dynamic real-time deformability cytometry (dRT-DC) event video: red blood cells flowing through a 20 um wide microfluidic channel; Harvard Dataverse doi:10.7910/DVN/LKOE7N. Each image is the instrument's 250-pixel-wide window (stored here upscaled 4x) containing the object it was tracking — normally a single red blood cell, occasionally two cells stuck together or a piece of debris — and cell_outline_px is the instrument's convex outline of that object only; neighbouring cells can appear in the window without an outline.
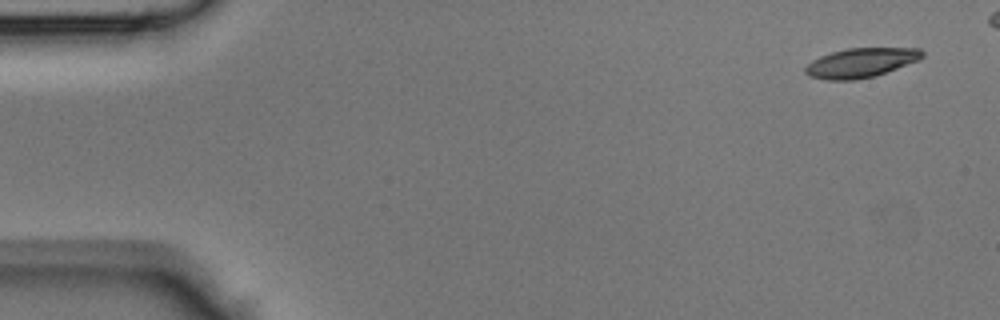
{"species": "Egyptian fruit bat (a non-hibernating species)", "species_latin": "Rousettus aegyptiacus", "temperature_condition": "room temperature", "stored_images_in_passage": 39, "camera_frame_rate_fps": 3000, "um_per_image_px": 0.085, "animal": {"sex": "male"}, "frame": {"image": 1, "passage_image": 1, "time_ms": 0.0, "image_size_px": [1000, 320], "cell_outline_px": [[924, 56], [920, 60], [876, 76], [856, 80], [828, 80], [808, 76], [804, 72], [804, 68], [812, 60], [820, 56], [832, 52], [848, 48], [920, 48], [924, 52]], "centroid_in_image_um": [73.19, 5.34], "position_along_channel_um": 11.8, "area_um2": 20.23}}
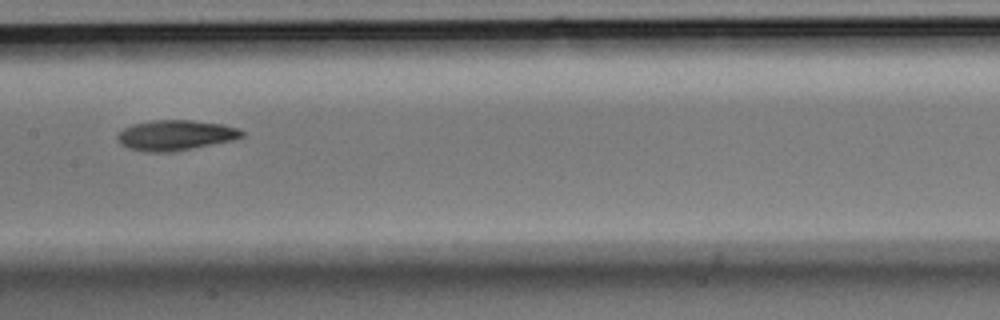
{"frame": {"image": 2, "passage_image": 21, "time_ms": 6.667, "image_size_px": [1000, 320], "cell_outline_px": [[244, 136], [236, 140], [168, 152], [148, 152], [128, 148], [120, 144], [116, 136], [124, 128], [132, 124], [152, 120], [192, 120], [224, 124], [236, 128], [244, 132]], "centroid_in_image_um": [14.92, 11.48], "position_along_channel_um": 192.5, "area_um2": 21.96}}
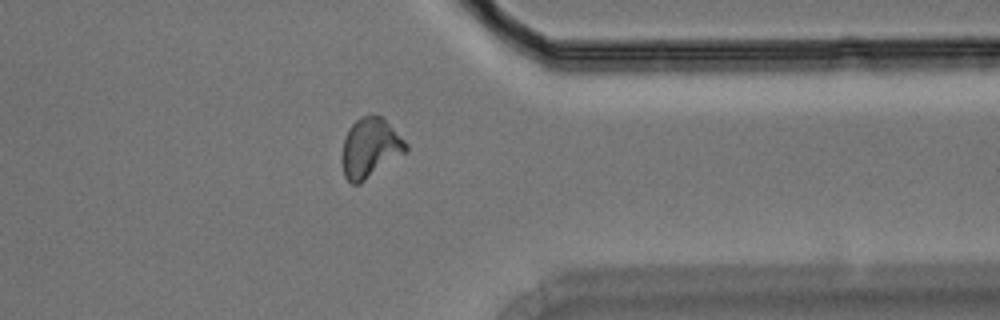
{"frame": {"image": 3, "passage_image": 34, "time_ms": 11.0, "image_size_px": [1000, 320], "cell_outline_px": [[408, 152], [360, 184], [352, 184], [344, 176], [340, 160], [344, 136], [348, 128], [360, 116], [372, 112], [384, 116], [408, 144]], "centroid_in_image_um": [31.47, 12.54], "position_along_channel_um": 379.9, "area_um2": 23.18}}